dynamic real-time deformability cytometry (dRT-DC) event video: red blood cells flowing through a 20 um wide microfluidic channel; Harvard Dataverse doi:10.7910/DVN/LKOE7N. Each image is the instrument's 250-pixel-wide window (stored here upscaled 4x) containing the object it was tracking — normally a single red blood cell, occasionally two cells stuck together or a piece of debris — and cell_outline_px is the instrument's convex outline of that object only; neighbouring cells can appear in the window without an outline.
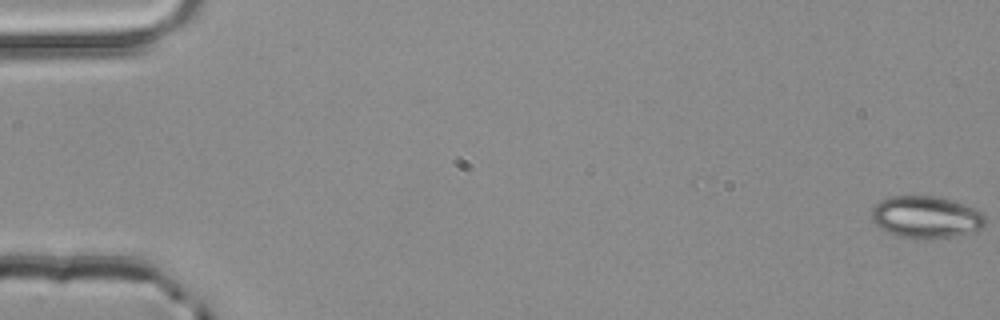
{"species": "common noctule bat (a hibernating species)", "species_latin": "Nyctalus noctula", "temperature_condition": "room temperature", "stored_images_in_passage": 4, "camera_frame_rate_fps": 3000, "um_per_image_px": 0.085, "animal": {"sex": "male", "body_mass_g": 20.4}, "frame": {"image": 1, "passage_image": 1, "time_ms": 0.0, "image_size_px": [1000, 320], "cell_outline_px": [[984, 224], [980, 228], [972, 232], [956, 236], [932, 240], [916, 240], [900, 236], [888, 232], [880, 228], [872, 220], [872, 208], [880, 200], [888, 196], [936, 196], [952, 200], [976, 208], [984, 216]], "centroid_in_image_um": [78.7, 18.47], "position_along_channel_um": 6.3, "area_um2": 28.21}}